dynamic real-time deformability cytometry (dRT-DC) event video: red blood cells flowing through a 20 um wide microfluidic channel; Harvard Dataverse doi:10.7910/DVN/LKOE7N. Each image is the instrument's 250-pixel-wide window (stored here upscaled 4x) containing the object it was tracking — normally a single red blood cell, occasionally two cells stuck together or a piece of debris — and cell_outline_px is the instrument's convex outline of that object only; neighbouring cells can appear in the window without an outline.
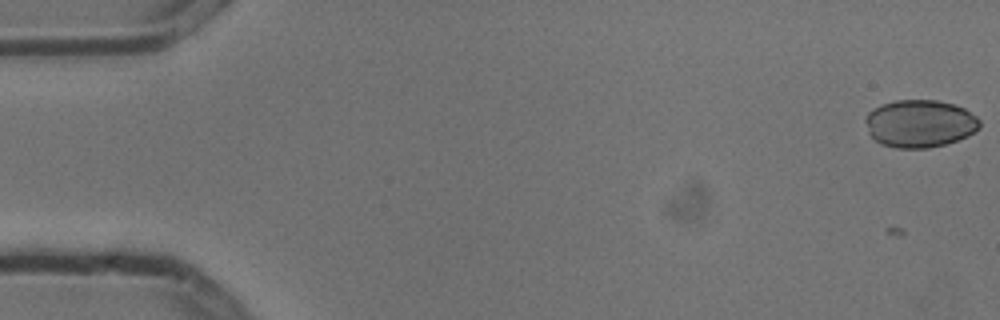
{"species": "common noctule bat (a hibernating species)", "species_latin": "Nyctalus noctula", "temperature_condition": "cold", "stored_images_in_passage": 8, "camera_frame_rate_fps": 3000, "um_per_image_px": 0.085, "animal": {"sex": "male", "body_mass_g": 13.3}, "frame": {"image": 1, "passage_image": 2, "time_ms": 0.333, "image_size_px": [1000, 320], "cell_outline_px": [[980, 128], [968, 136], [944, 144], [928, 148], [896, 148], [880, 144], [868, 132], [864, 120], [868, 112], [872, 108], [880, 104], [896, 100], [936, 100], [956, 104], [964, 108], [976, 116], [980, 120]], "centroid_in_image_um": [78.17, 10.49], "position_along_channel_um": 6.8, "area_um2": 31.96}}